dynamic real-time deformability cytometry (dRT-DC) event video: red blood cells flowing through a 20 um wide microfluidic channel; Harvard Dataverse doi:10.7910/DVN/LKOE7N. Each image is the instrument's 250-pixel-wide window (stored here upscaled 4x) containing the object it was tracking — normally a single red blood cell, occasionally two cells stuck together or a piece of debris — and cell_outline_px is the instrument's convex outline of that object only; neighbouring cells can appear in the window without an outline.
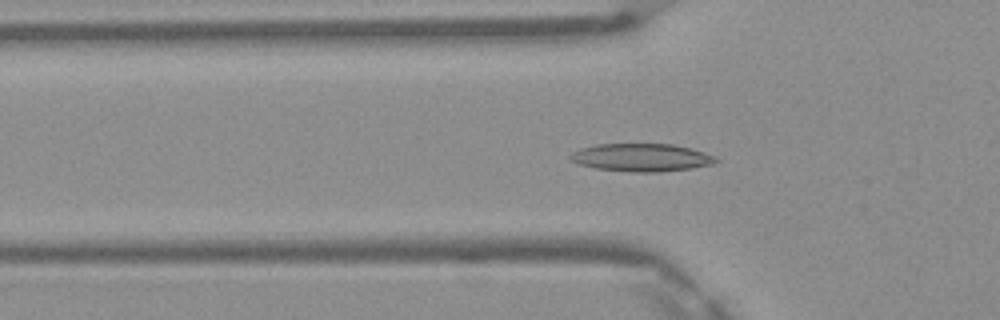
{"species": "Egyptian fruit bat (a non-hibernating species)", "species_latin": "Rousettus aegyptiacus", "temperature_condition": "warm", "stored_images_in_passage": 29, "camera_frame_rate_fps": 3000, "um_per_image_px": 0.085, "frame": {"image": 1, "passage_image": 3, "time_ms": 0.667, "image_size_px": [1000, 320], "cell_outline_px": [[720, 160], [712, 164], [692, 168], [660, 172], [632, 172], [596, 168], [580, 164], [568, 160], [568, 156], [572, 152], [580, 148], [596, 144], [672, 144], [688, 148], [716, 156]], "centroid_in_image_um": [54.49, 13.39], "position_along_channel_um": 71.3, "area_um2": 23.64}}
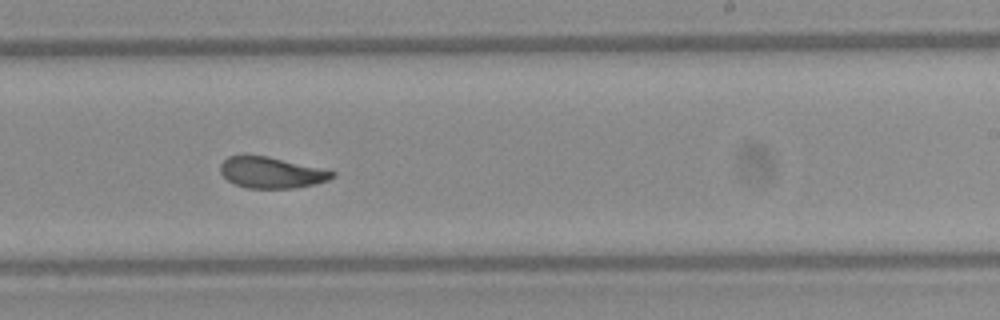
{"frame": {"image": 2, "passage_image": 17, "time_ms": 5.333, "image_size_px": [1000, 320], "cell_outline_px": [[336, 176], [328, 180], [316, 184], [292, 188], [248, 188], [236, 184], [228, 180], [220, 172], [220, 164], [228, 156], [268, 156], [320, 168], [336, 172]], "centroid_in_image_um": [23.08, 14.67], "position_along_channel_um": 265.9, "area_um2": 20.06}}
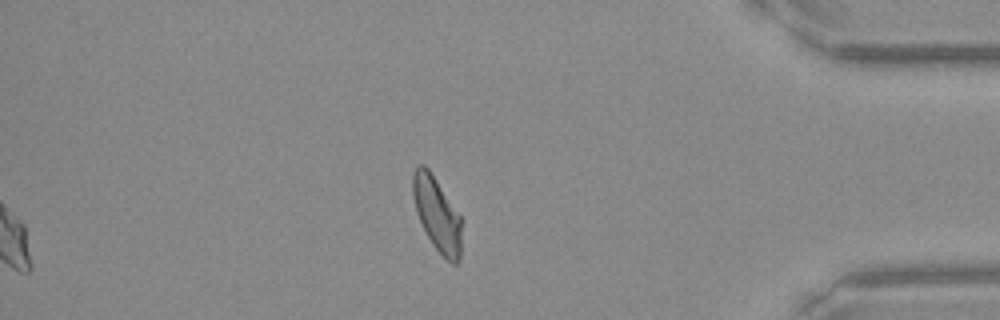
{"frame": {"image": 3, "passage_image": 29, "time_ms": 9.333, "image_size_px": [1000, 320], "cell_outline_px": [[460, 260], [456, 264], [452, 264], [432, 244], [416, 212], [412, 196], [412, 172], [420, 164], [424, 164], [428, 168], [460, 216]], "centroid_in_image_um": [37.11, 18.18], "position_along_channel_um": 398.1, "area_um2": 20.52}, "authors_computed_cell_mechanics": {"area_um2": 21.3282, "velocity_mm_per_s": 4.156, "shape_relaxation_time_tau1_ms": 4.4249, "shape_relaxation_time_tau2_ms": 1.6492, "deformation_change_tau1": 0.1362, "deformation_change_tau2": 0.0689}}